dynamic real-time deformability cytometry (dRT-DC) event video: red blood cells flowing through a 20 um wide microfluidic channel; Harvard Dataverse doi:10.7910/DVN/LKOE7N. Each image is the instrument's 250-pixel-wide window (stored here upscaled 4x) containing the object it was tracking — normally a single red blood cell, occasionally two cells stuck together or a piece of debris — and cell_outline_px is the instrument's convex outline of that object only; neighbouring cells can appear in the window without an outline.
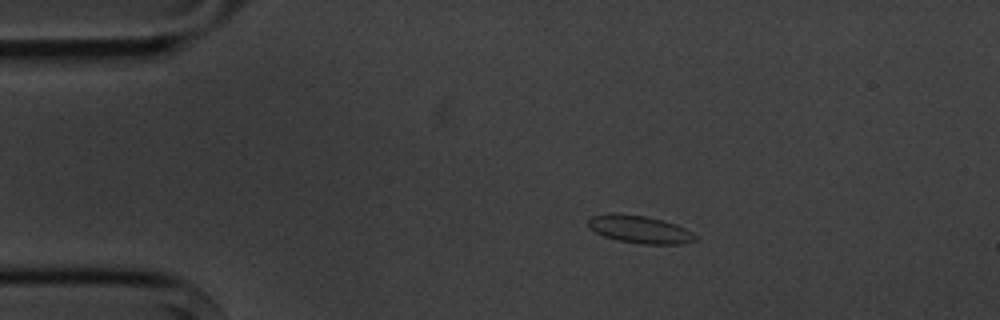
{"species": "common noctule bat (a hibernating species)", "species_latin": "Nyctalus noctula", "temperature_condition": "cold", "stored_images_in_passage": 4, "camera_frame_rate_fps": 3000, "um_per_image_px": 0.085, "animal": {"sex": "male", "body_mass_g": 20.1, "forearm_length_mm": 53.5}, "frame": {"image": 1, "passage_image": 2, "time_ms": 1.333, "image_size_px": [1000, 320], "cell_outline_px": [[696, 240], [680, 244], [640, 244], [616, 240], [604, 236], [588, 228], [588, 220], [592, 216], [612, 212], [616, 212], [648, 216], [664, 220], [676, 224], [692, 232], [696, 236]], "centroid_in_image_um": [54.35, 19.48], "position_along_channel_um": 30.7, "area_um2": 17.51}}